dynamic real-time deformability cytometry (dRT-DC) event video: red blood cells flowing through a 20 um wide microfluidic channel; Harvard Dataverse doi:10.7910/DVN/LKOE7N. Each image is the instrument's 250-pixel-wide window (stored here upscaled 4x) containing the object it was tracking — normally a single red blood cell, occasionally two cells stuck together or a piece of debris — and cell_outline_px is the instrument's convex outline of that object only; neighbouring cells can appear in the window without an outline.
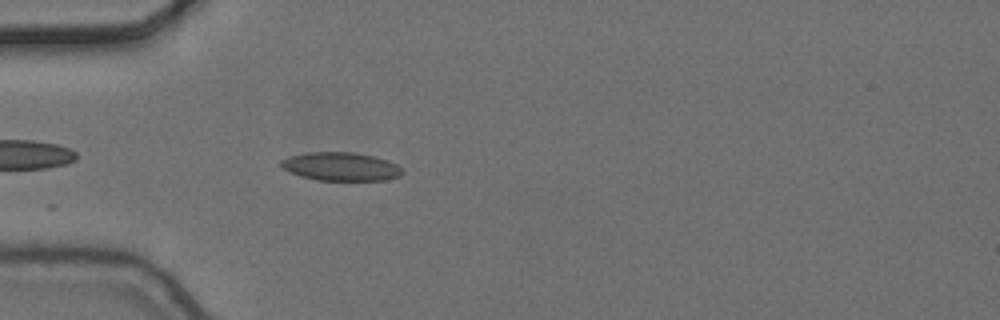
{"species": "common noctule bat (a hibernating species)", "species_latin": "Nyctalus noctula", "temperature_condition": "cold", "stored_images_in_passage": 5, "camera_frame_rate_fps": 3000, "um_per_image_px": 0.085, "animal": {"sex": "female", "body_mass_g": 24.6, "forearm_length_mm": 56.2}, "frame": {"image": 1, "passage_image": 5, "time_ms": 1.333, "image_size_px": [1000, 320], "cell_outline_px": [[404, 172], [400, 176], [384, 180], [316, 180], [300, 176], [284, 168], [280, 164], [280, 160], [288, 156], [308, 152], [352, 152], [372, 156], [388, 160], [396, 164]], "centroid_in_image_um": [28.96, 14.15], "position_along_channel_um": 56.0, "area_um2": 20.0}}